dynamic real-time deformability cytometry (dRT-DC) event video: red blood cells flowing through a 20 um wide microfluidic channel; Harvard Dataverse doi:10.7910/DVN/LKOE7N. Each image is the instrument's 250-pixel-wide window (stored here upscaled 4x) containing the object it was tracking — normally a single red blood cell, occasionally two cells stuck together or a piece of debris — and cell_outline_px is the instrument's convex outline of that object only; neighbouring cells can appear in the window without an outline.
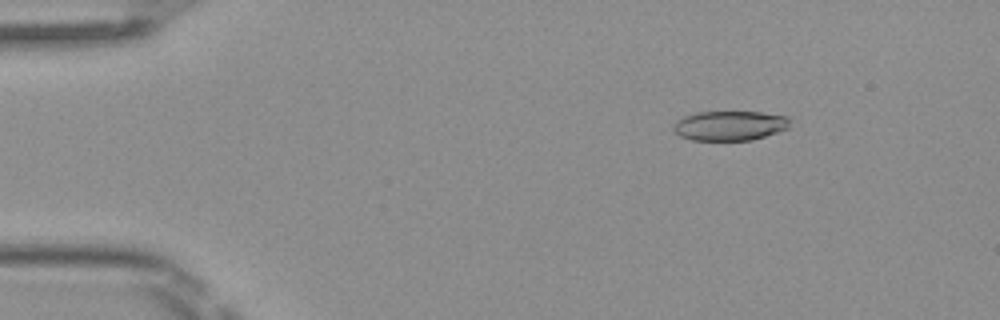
{"species": "Egyptian fruit bat (a non-hibernating species)", "species_latin": "Rousettus aegyptiacus", "temperature_condition": "room temperature", "stored_images_in_passage": 4, "camera_frame_rate_fps": 3000, "um_per_image_px": 0.085, "frame": {"image": 1, "passage_image": 3, "time_ms": 0.667, "image_size_px": [1000, 320], "cell_outline_px": [[788, 128], [752, 140], [692, 140], [680, 136], [672, 128], [684, 116], [696, 112], [760, 112], [788, 116]], "centroid_in_image_um": [62.03, 10.68], "position_along_channel_um": 23.0, "area_um2": 19.83}}